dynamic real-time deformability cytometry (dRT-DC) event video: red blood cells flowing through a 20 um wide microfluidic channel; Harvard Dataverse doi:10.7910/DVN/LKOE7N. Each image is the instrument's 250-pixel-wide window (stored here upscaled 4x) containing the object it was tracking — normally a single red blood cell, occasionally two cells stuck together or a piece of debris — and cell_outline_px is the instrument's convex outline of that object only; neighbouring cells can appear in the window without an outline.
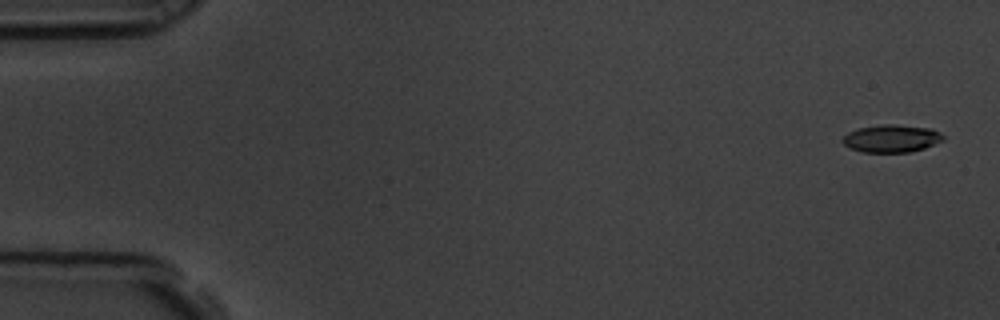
{"species": "common noctule bat (a hibernating species)", "species_latin": "Nyctalus noctula", "temperature_condition": "room temperature", "stored_images_in_passage": 6, "camera_frame_rate_fps": 3000, "um_per_image_px": 0.085, "animal": {"sex": "male", "body_mass_g": 19.5, "forearm_length_mm": 54.6}, "frame": {"image": 1, "passage_image": 1, "time_ms": 0.0, "image_size_px": [1000, 320], "cell_outline_px": [[944, 140], [924, 148], [908, 152], [860, 152], [844, 144], [840, 140], [848, 132], [856, 128], [884, 124], [892, 124], [932, 128], [940, 132], [944, 136]], "centroid_in_image_um": [75.77, 11.76], "position_along_channel_um": 9.2, "area_um2": 16.24}}
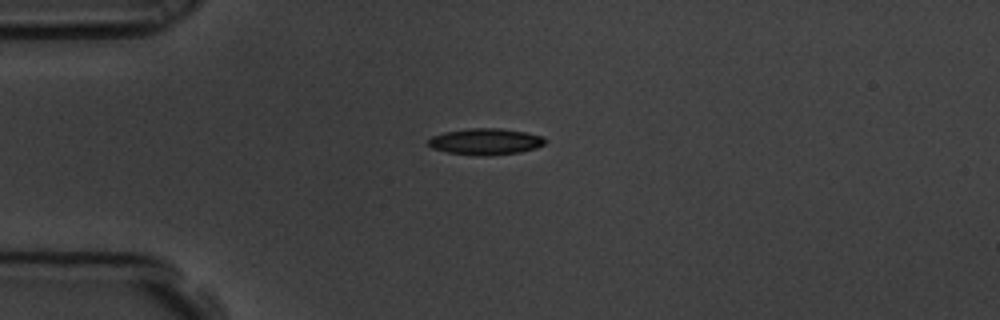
{"frame": {"image": 2, "passage_image": 4, "time_ms": 1.0, "image_size_px": [1000, 320], "cell_outline_px": [[548, 140], [544, 144], [536, 148], [520, 152], [476, 156], [448, 152], [432, 148], [428, 144], [428, 140], [432, 136], [444, 132], [472, 128], [500, 128], [524, 132], [540, 136]], "centroid_in_image_um": [41.26, 12.03], "position_along_channel_um": 43.7, "area_um2": 17.74}}
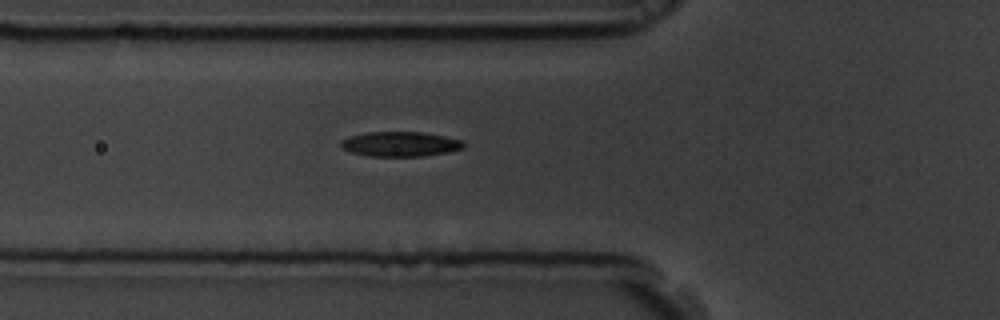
{"frame": {"image": 3, "passage_image": 6, "time_ms": 1.667, "image_size_px": [1000, 320], "cell_outline_px": [[464, 148], [448, 152], [420, 156], [368, 156], [352, 152], [340, 148], [340, 140], [348, 136], [364, 132], [420, 132], [444, 136], [464, 140]], "centroid_in_image_um": [33.98, 12.24], "position_along_channel_um": 91.8, "area_um2": 17.86}}